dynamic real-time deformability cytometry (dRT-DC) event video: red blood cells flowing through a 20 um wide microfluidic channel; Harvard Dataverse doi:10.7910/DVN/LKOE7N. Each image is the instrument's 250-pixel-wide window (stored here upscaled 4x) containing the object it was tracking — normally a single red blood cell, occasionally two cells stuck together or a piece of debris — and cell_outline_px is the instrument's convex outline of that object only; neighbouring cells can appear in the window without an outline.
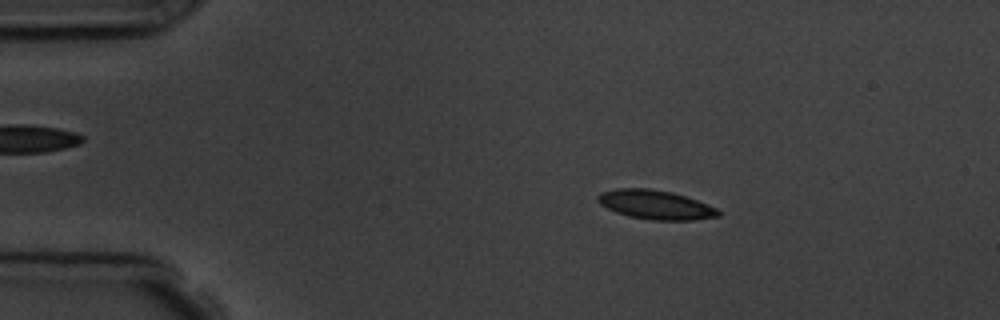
{"species": "common noctule bat (a hibernating species)", "species_latin": "Nyctalus noctula", "temperature_condition": "room temperature", "stored_images_in_passage": 8, "camera_frame_rate_fps": 3000, "um_per_image_px": 0.085, "animal": {"sex": "male", "body_mass_g": 19.5, "forearm_length_mm": 54.6}, "frame": {"image": 1, "passage_image": 1, "time_ms": 0.0, "image_size_px": [1000, 320], "cell_outline_px": [[720, 216], [692, 220], [652, 220], [628, 216], [616, 212], [600, 204], [596, 200], [596, 196], [600, 192], [616, 188], [648, 188], [672, 192], [696, 200], [716, 208], [720, 212]], "centroid_in_image_um": [55.67, 17.4], "position_along_channel_um": 29.3, "area_um2": 20.4}}
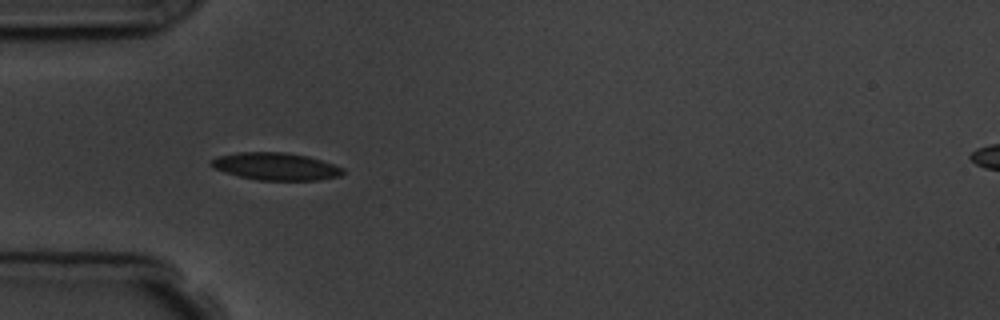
{"frame": {"image": 2, "passage_image": 3, "time_ms": 2.333, "image_size_px": [1000, 320], "cell_outline_px": [[344, 172], [340, 176], [320, 180], [260, 180], [240, 176], [224, 172], [212, 168], [208, 164], [212, 160], [220, 156], [236, 152], [284, 152], [308, 156], [344, 168]], "centroid_in_image_um": [23.43, 14.14], "position_along_channel_um": 61.6, "area_um2": 20.98}}
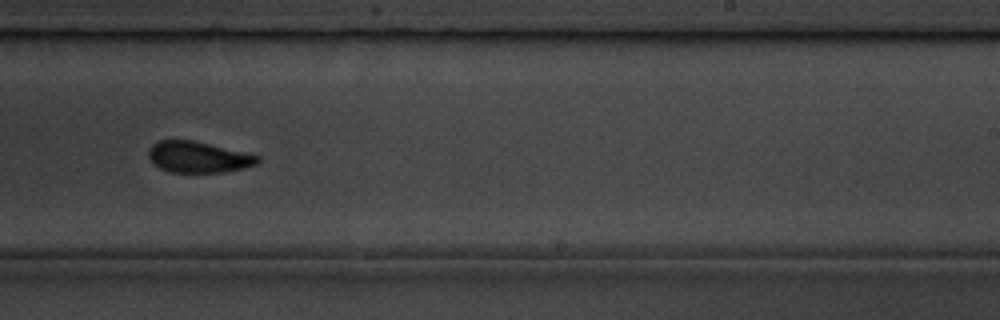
{"frame": {"image": 3, "passage_image": 8, "time_ms": 8.0, "image_size_px": [1000, 320], "cell_outline_px": [[260, 160], [256, 164], [224, 172], [168, 172], [152, 164], [148, 156], [148, 148], [152, 144], [160, 140], [192, 140], [260, 156]], "centroid_in_image_um": [16.78, 13.35], "position_along_channel_um": 272.2, "area_um2": 19.65}}